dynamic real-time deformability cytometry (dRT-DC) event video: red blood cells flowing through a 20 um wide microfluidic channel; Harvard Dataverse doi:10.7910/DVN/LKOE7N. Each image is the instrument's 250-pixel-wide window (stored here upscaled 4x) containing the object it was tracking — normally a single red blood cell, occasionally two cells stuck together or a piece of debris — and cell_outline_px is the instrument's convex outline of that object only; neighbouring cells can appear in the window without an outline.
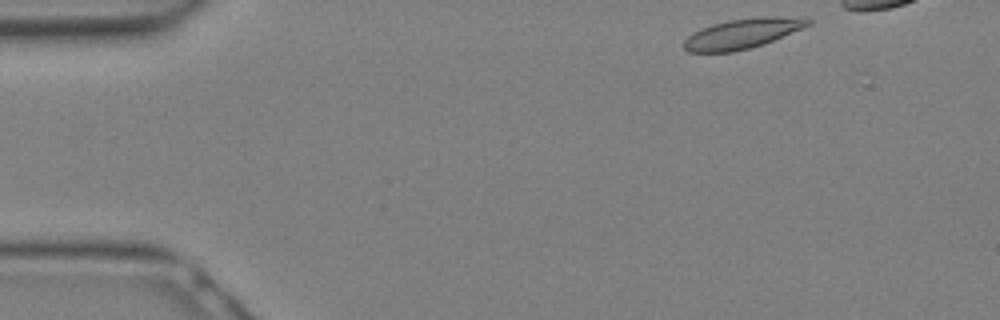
{"species": "Egyptian fruit bat (a non-hibernating species)", "species_latin": "Rousettus aegyptiacus", "temperature_condition": "warm", "stored_images_in_passage": 8, "camera_frame_rate_fps": 3000, "um_per_image_px": 0.085, "animal": {"sex": "female"}, "frame": {"image": 1, "passage_image": 1, "time_ms": 0.0, "image_size_px": [1000, 320], "cell_outline_px": [[812, 24], [764, 44], [732, 52], [688, 52], [684, 48], [684, 40], [692, 32], [700, 28], [712, 24], [728, 20], [756, 16], [804, 16], [812, 20]], "centroid_in_image_um": [63.14, 2.82], "position_along_channel_um": 21.9, "area_um2": 22.02}}